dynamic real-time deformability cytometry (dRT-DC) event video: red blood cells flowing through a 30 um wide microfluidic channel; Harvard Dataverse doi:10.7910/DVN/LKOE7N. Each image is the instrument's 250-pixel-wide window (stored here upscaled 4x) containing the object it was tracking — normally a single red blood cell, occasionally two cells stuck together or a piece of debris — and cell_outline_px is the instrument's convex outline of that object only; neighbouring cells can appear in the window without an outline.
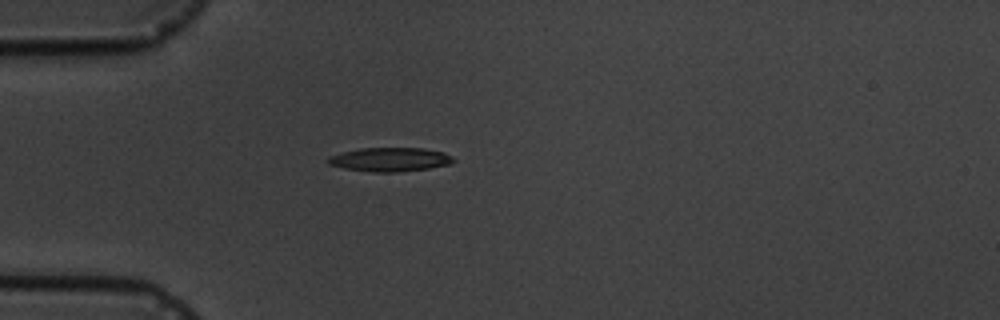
{"species": "common noctule bat (a hibernating species)", "species_latin": "Nyctalus noctula", "temperature_condition": "cold", "stored_images_in_passage": 3, "camera_frame_rate_fps": 3000, "um_per_image_px": 0.085, "animal": {"sex": "male", "body_mass_g": 19.5, "forearm_length_mm": 54.6}, "frame": {"image": 1, "passage_image": 2, "time_ms": 2.0, "image_size_px": [1000, 320], "cell_outline_px": [[456, 160], [448, 164], [428, 168], [396, 172], [372, 172], [344, 168], [328, 164], [328, 156], [360, 148], [424, 148], [444, 152]], "centroid_in_image_um": [33.14, 13.55], "position_along_channel_um": 51.9, "area_um2": 17.28}}